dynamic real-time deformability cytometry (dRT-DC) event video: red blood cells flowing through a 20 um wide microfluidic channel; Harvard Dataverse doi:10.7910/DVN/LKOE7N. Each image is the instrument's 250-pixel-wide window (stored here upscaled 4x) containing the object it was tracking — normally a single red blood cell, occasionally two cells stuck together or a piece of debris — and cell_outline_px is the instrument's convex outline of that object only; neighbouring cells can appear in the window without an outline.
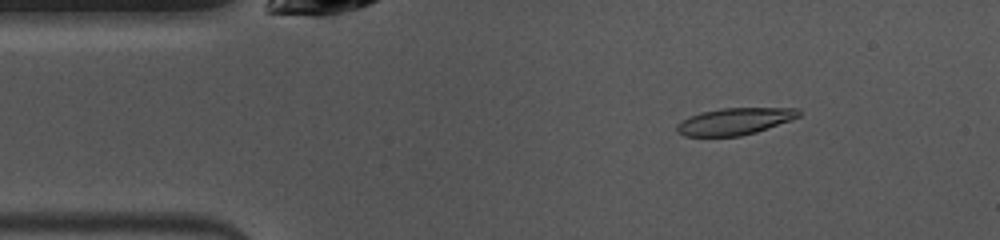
{"species": "common noctule bat (a hibernating species)", "species_latin": "Nyctalus noctula", "temperature_condition": "warm", "stored_images_in_passage": 44, "camera_frame_rate_fps": 3000, "um_per_image_px": 0.085, "animal": {"sex": "female", "body_mass_g": 10.0, "forearm_length_mm": 53.1}, "frame": {"image": 1, "passage_image": 6, "time_ms": 1.667, "image_size_px": [1000, 240], "cell_outline_px": [[800, 116], [768, 128], [756, 132], [740, 136], [684, 136], [676, 132], [676, 124], [700, 112], [720, 108], [800, 108]], "centroid_in_image_um": [62.44, 10.31], "position_along_channel_um": 22.6, "area_um2": 18.96}}
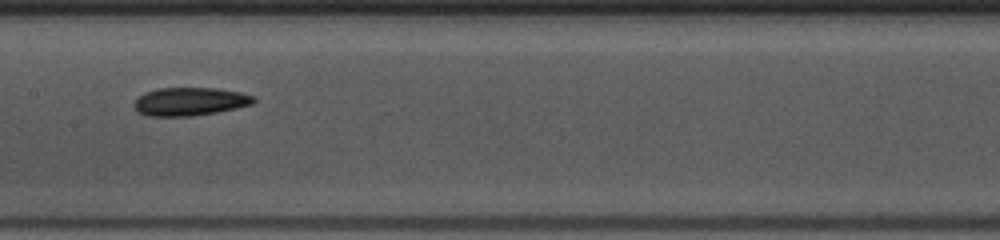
{"frame": {"image": 2, "passage_image": 22, "time_ms": 7.0, "image_size_px": [1000, 240], "cell_outline_px": [[256, 100], [252, 104], [236, 108], [216, 112], [192, 116], [144, 116], [136, 112], [132, 104], [144, 92], [156, 88], [216, 88], [240, 92], [256, 96]], "centroid_in_image_um": [16.11, 8.63], "position_along_channel_um": 191.3, "area_um2": 19.88}}
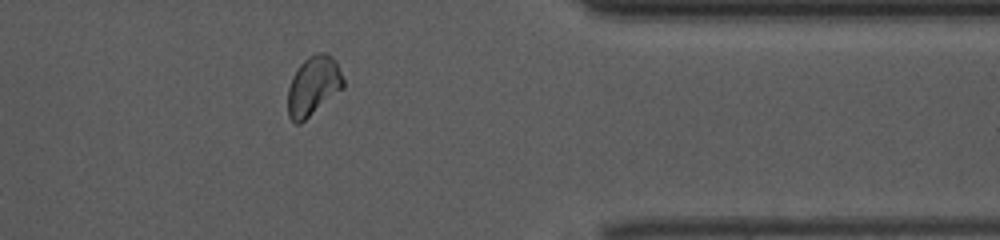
{"frame": {"image": 3, "passage_image": 38, "time_ms": 12.333, "image_size_px": [1000, 240], "cell_outline_px": [[344, 88], [300, 124], [296, 124], [288, 116], [288, 88], [292, 76], [296, 68], [308, 56], [320, 52], [328, 52], [336, 60], [344, 80]], "centroid_in_image_um": [26.64, 7.28], "position_along_channel_um": 384.8, "area_um2": 19.42}, "authors_computed_cell_mechanics": {"area_um2": 19.0451, "velocity_mm_per_s": 3.9887, "shape_relaxation_time_tau1_ms": 10.318, "shape_relaxation_time_tau2_ms": 5.6315, "deformation_change_tau1": 0.2004, "deformation_change_tau2": 0.1168}}